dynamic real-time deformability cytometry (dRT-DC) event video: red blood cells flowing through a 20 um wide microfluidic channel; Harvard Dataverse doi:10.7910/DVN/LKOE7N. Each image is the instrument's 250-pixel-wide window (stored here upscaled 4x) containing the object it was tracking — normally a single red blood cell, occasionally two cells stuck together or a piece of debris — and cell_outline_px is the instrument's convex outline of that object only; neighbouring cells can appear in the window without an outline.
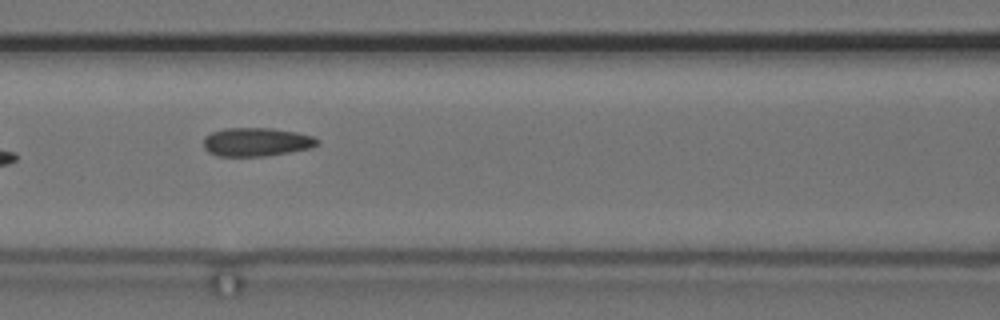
{"species": "common noctule bat (a hibernating species)", "species_latin": "Nyctalus noctula", "temperature_condition": "cold", "stored_images_in_passage": 9, "camera_frame_rate_fps": 3000, "um_per_image_px": 0.085, "animal": {"sex": "female", "body_mass_g": 24.6, "forearm_length_mm": 56.2}, "frame": {"image": 1, "passage_image": 7, "time_ms": 8.0, "image_size_px": [1000, 320], "cell_outline_px": [[320, 144], [312, 148], [264, 156], [220, 156], [208, 152], [204, 148], [204, 136], [212, 132], [224, 128], [272, 128], [296, 132], [312, 136], [320, 140]], "centroid_in_image_um": [21.81, 12.06], "position_along_channel_um": 144.8, "area_um2": 19.02}}
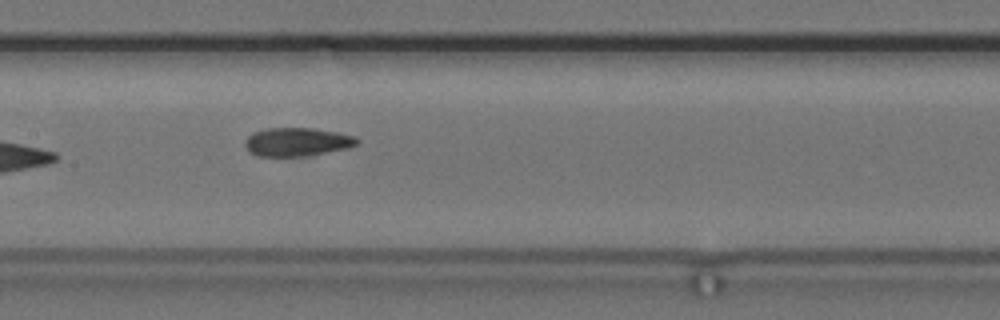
{"frame": {"image": 2, "passage_image": 8, "time_ms": 9.0, "image_size_px": [1000, 320], "cell_outline_px": [[360, 140], [356, 144], [348, 148], [304, 156], [256, 156], [248, 152], [244, 144], [248, 136], [252, 132], [264, 128], [316, 128], [340, 132], [356, 136]], "centroid_in_image_um": [25.24, 12.05], "position_along_channel_um": 182.2, "area_um2": 18.84}}